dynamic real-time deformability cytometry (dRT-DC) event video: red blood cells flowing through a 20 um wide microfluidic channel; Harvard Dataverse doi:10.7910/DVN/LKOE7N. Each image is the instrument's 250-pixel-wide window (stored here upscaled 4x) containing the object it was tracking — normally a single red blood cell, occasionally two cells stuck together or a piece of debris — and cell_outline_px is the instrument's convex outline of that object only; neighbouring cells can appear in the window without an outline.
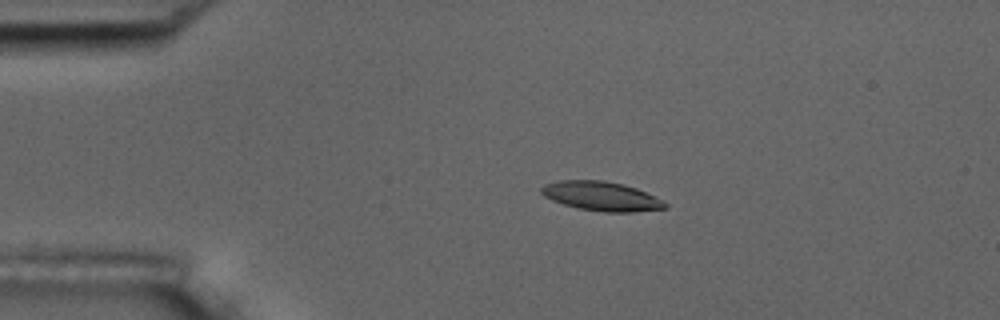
{"species": "common noctule bat (a hibernating species)", "species_latin": "Nyctalus noctula", "temperature_condition": "room temperature", "stored_images_in_passage": 8, "camera_frame_rate_fps": 3000, "um_per_image_px": 0.085, "animal": {"sex": "male", "body_mass_g": 17.5, "forearm_length_mm": 52.3}, "frame": {"image": 1, "passage_image": 3, "time_ms": 2.333, "image_size_px": [1000, 320], "cell_outline_px": [[668, 208], [632, 212], [604, 212], [576, 208], [552, 200], [544, 196], [540, 192], [540, 188], [544, 184], [560, 180], [604, 180], [624, 184], [636, 188], [664, 200], [668, 204]], "centroid_in_image_um": [51.13, 16.67], "position_along_channel_um": 33.9, "area_um2": 21.27}}
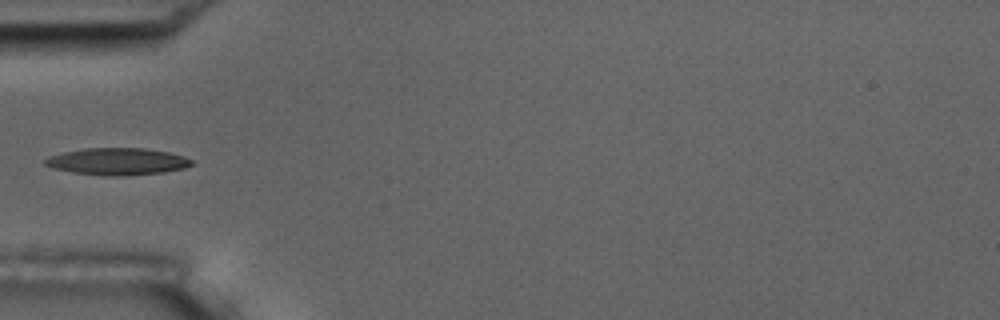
{"frame": {"image": 2, "passage_image": 5, "time_ms": 4.667, "image_size_px": [1000, 320], "cell_outline_px": [[196, 164], [184, 168], [164, 172], [120, 176], [108, 176], [72, 172], [52, 168], [44, 164], [44, 160], [48, 156], [64, 152], [84, 148], [144, 148], [168, 152], [184, 156], [192, 160]], "centroid_in_image_um": [9.99, 13.72], "position_along_channel_um": 75.0, "area_um2": 23.12}}
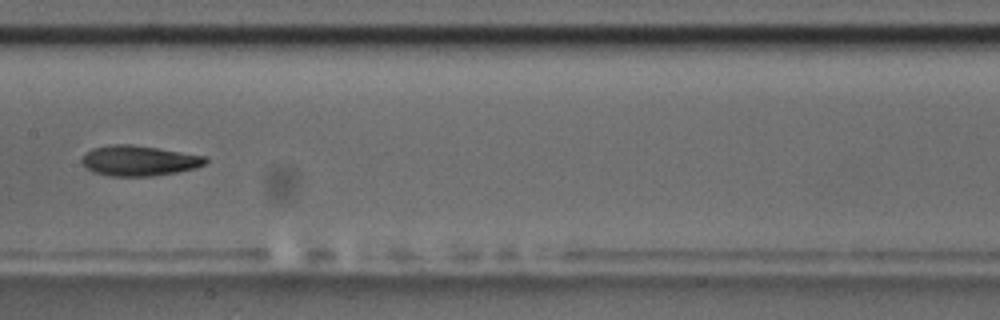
{"frame": {"image": 3, "passage_image": 8, "time_ms": 8.0, "image_size_px": [1000, 320], "cell_outline_px": [[208, 160], [204, 164], [196, 168], [176, 172], [152, 176], [112, 176], [92, 172], [84, 168], [80, 160], [92, 148], [112, 144], [132, 144], [204, 156]], "centroid_in_image_um": [11.76, 13.66], "position_along_channel_um": 195.6, "area_um2": 21.73}}